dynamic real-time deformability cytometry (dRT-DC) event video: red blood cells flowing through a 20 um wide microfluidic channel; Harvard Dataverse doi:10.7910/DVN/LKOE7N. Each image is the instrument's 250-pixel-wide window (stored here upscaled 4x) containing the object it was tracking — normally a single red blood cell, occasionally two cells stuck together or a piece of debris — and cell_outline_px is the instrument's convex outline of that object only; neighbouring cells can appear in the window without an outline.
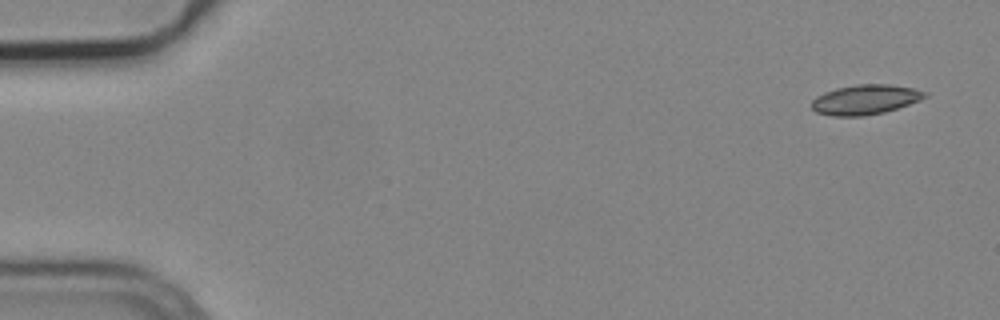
{"species": "common noctule bat (a hibernating species)", "species_latin": "Nyctalus noctula", "temperature_condition": "cold", "stored_images_in_passage": 4, "camera_frame_rate_fps": 3000, "um_per_image_px": 0.085, "animal": {"sex": "male", "body_mass_g": 19.2, "forearm_length_mm": 51.8}, "frame": {"image": 1, "passage_image": 1, "time_ms": 0.0, "image_size_px": [1000, 320], "cell_outline_px": [[928, 96], [920, 100], [884, 112], [864, 116], [832, 116], [816, 112], [812, 108], [812, 100], [816, 96], [824, 92], [836, 88], [856, 84], [888, 84], [912, 88], [928, 92]], "centroid_in_image_um": [73.53, 8.46], "position_along_channel_um": 11.5, "area_um2": 19.65}}
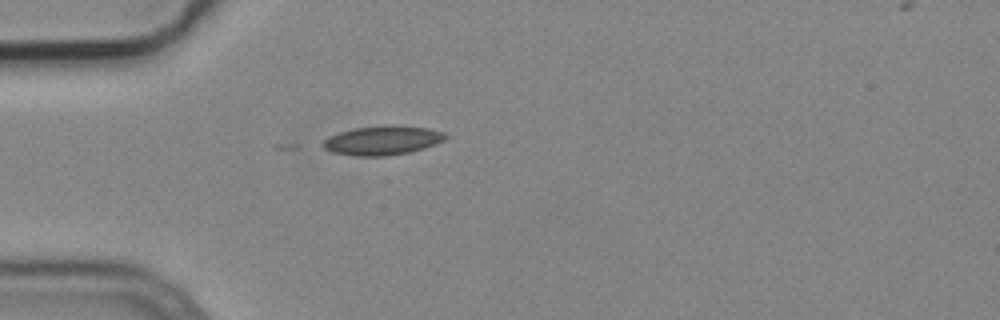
{"frame": {"image": 2, "passage_image": 4, "time_ms": 1.0, "image_size_px": [1000, 320], "cell_outline_px": [[448, 136], [444, 140], [424, 148], [408, 152], [384, 156], [356, 156], [332, 152], [324, 148], [320, 144], [328, 136], [340, 132], [356, 128], [388, 124], [396, 124], [428, 128], [444, 132]], "centroid_in_image_um": [32.5, 11.92], "position_along_channel_um": 52.5, "area_um2": 20.92}}